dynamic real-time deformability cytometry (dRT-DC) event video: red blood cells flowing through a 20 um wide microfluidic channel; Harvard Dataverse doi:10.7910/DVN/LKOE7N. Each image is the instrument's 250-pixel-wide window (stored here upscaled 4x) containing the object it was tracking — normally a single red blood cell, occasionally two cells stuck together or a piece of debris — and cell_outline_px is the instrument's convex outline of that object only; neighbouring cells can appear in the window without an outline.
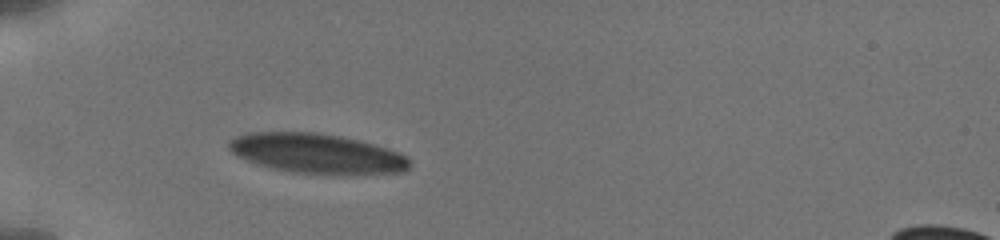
{"species": "human", "species_latin": "Homo sapiens", "temperature_condition": "cold", "stored_images_in_passage": 39, "camera_frame_rate_fps": 3000, "um_per_image_px": 0.085, "donor": {"sex": "male"}, "frame": {"image": 1, "passage_image": 1, "time_ms": 0.0, "image_size_px": [1000, 240], "cell_outline_px": [[412, 164], [404, 172], [332, 176], [288, 172], [256, 164], [244, 160], [236, 156], [228, 148], [228, 140], [244, 132], [320, 132], [360, 140], [388, 148], [400, 152]], "centroid_in_image_um": [26.92, 13.07], "position_along_channel_um": 58.1, "area_um2": 43.0}}
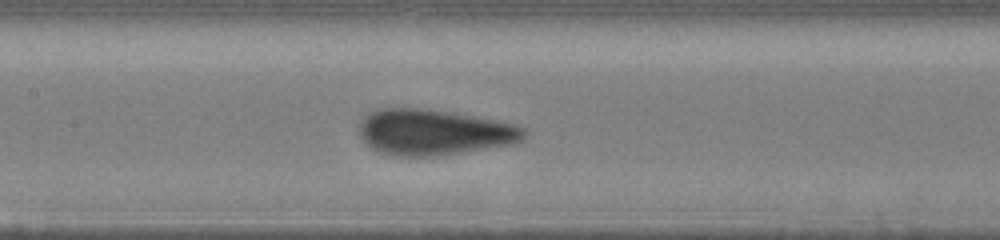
{"frame": {"image": 2, "passage_image": 27, "time_ms": 3.333, "image_size_px": [1000, 240], "cell_outline_px": [[524, 140], [512, 144], [432, 156], [392, 156], [376, 152], [364, 144], [360, 136], [360, 124], [364, 116], [368, 112], [376, 108], [420, 108], [452, 112], [516, 124], [524, 128]], "centroid_in_image_um": [36.8, 11.23], "position_along_channel_um": 170.6, "area_um2": 44.04}}
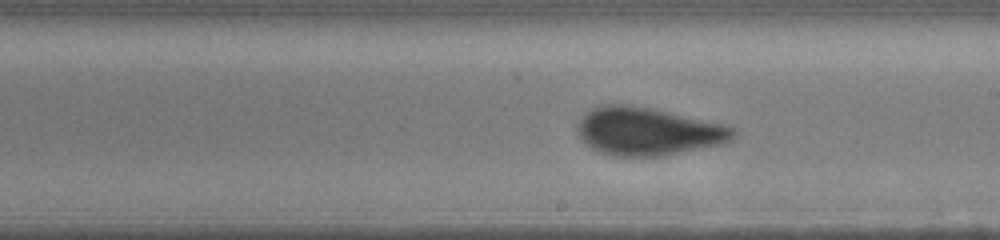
{"frame": {"image": 3, "passage_image": 37, "time_ms": 5.0, "image_size_px": [1000, 240], "cell_outline_px": [[740, 132], [732, 140], [724, 144], [656, 156], [616, 156], [600, 152], [592, 148], [580, 136], [576, 128], [576, 124], [592, 108], [600, 104], [624, 104], [652, 108], [724, 124], [736, 128]], "centroid_in_image_um": [55.12, 11.15], "position_along_channel_um": 233.9, "area_um2": 43.41}}